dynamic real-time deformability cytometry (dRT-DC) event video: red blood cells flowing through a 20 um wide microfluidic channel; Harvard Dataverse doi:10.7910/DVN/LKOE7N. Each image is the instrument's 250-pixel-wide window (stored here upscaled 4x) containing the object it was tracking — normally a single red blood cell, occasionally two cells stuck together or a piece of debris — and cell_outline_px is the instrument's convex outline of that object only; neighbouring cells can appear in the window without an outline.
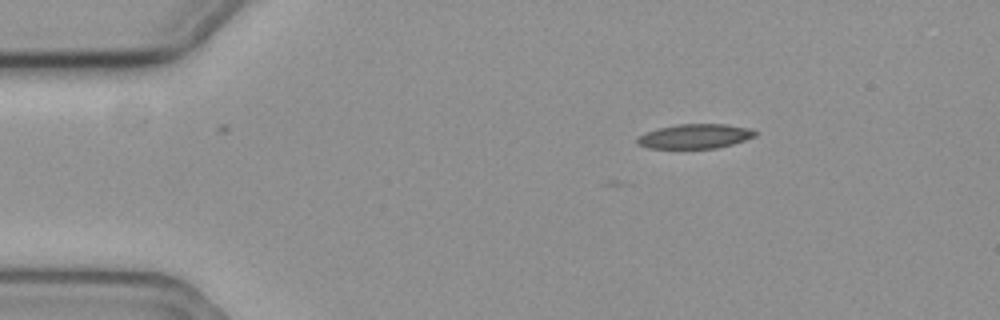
{"species": "common noctule bat (a hibernating species)", "species_latin": "Nyctalus noctula", "temperature_condition": "cold", "stored_images_in_passage": 3, "camera_frame_rate_fps": 3000, "um_per_image_px": 0.085, "animal": {"sex": "female", "body_mass_g": 19.3, "forearm_length_mm": 54.1}, "frame": {"image": 1, "passage_image": 3, "time_ms": 0.667, "image_size_px": [1000, 320], "cell_outline_px": [[760, 132], [756, 136], [732, 144], [716, 148], [648, 148], [636, 144], [636, 136], [660, 128], [680, 124], [724, 124], [748, 128]], "centroid_in_image_um": [59.07, 11.59], "position_along_channel_um": 25.9, "area_um2": 16.76}}